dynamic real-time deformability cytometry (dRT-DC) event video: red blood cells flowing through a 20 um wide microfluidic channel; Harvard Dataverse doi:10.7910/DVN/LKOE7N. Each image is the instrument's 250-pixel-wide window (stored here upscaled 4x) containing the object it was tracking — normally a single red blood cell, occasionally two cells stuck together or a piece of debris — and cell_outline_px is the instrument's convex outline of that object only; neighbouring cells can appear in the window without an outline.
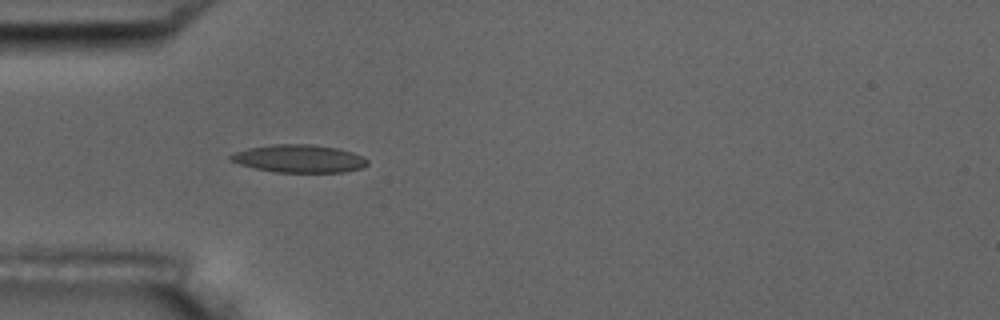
{"species": "common noctule bat (a hibernating species)", "species_latin": "Nyctalus noctula", "temperature_condition": "room temperature", "stored_images_in_passage": 8, "camera_frame_rate_fps": 3000, "um_per_image_px": 0.085, "animal": {"sex": "male", "body_mass_g": 17.5, "forearm_length_mm": 52.3}, "frame": {"image": 1, "passage_image": 6, "time_ms": 6.667, "image_size_px": [1000, 320], "cell_outline_px": [[368, 164], [364, 168], [344, 172], [276, 172], [256, 168], [240, 164], [228, 160], [228, 156], [236, 152], [248, 148], [272, 144], [312, 144], [336, 148], [352, 152], [364, 156], [368, 160]], "centroid_in_image_um": [25.45, 13.48], "position_along_channel_um": 59.5, "area_um2": 22.25}}